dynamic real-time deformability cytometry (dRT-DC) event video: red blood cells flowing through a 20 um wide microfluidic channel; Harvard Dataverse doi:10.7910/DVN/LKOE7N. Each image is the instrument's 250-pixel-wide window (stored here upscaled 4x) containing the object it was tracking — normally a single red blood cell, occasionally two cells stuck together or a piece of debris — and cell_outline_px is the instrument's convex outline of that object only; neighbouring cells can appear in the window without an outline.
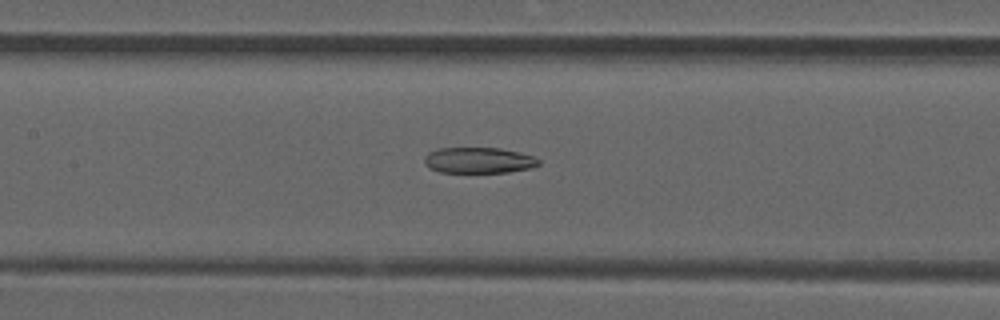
{"species": "common noctule bat (a hibernating species)", "species_latin": "Nyctalus noctula", "temperature_condition": "room temperature", "stored_images_in_passage": 44, "camera_frame_rate_fps": 3000, "um_per_image_px": 0.085, "animal": {"sex": "male", "forearm_length_mm": 52.5}, "frame": {"image": 1, "passage_image": 21, "time_ms": 6.667, "image_size_px": [1000, 320], "cell_outline_px": [[540, 164], [532, 168], [508, 172], [440, 172], [428, 168], [424, 164], [424, 156], [428, 152], [436, 148], [500, 148], [520, 152], [532, 156], [540, 160]], "centroid_in_image_um": [40.66, 13.62], "position_along_channel_um": 166.7, "area_um2": 17.4}}
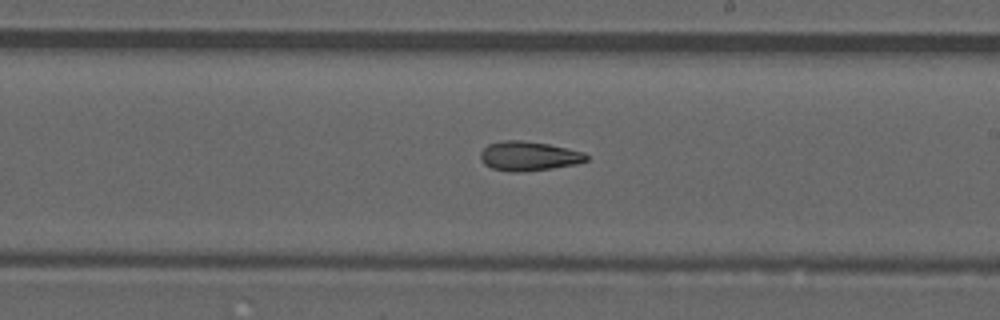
{"frame": {"image": 2, "passage_image": 27, "time_ms": 8.667, "image_size_px": [1000, 320], "cell_outline_px": [[588, 160], [576, 164], [552, 168], [520, 172], [512, 172], [492, 168], [484, 164], [480, 160], [480, 152], [488, 144], [504, 140], [524, 140], [548, 144], [568, 148], [584, 152], [588, 156]], "centroid_in_image_um": [44.93, 13.26], "position_along_channel_um": 244.1, "area_um2": 18.21}}
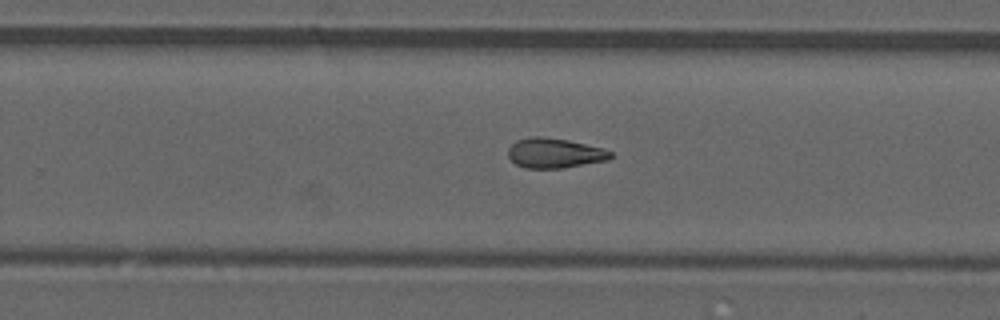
{"frame": {"image": 3, "passage_image": 30, "time_ms": 9.667, "image_size_px": [1000, 320], "cell_outline_px": [[612, 156], [608, 160], [560, 168], [524, 168], [516, 164], [508, 156], [508, 148], [516, 140], [532, 136], [540, 136], [568, 140], [600, 148], [612, 152]], "centroid_in_image_um": [47.09, 13.01], "position_along_channel_um": 282.7, "area_um2": 17.63}}